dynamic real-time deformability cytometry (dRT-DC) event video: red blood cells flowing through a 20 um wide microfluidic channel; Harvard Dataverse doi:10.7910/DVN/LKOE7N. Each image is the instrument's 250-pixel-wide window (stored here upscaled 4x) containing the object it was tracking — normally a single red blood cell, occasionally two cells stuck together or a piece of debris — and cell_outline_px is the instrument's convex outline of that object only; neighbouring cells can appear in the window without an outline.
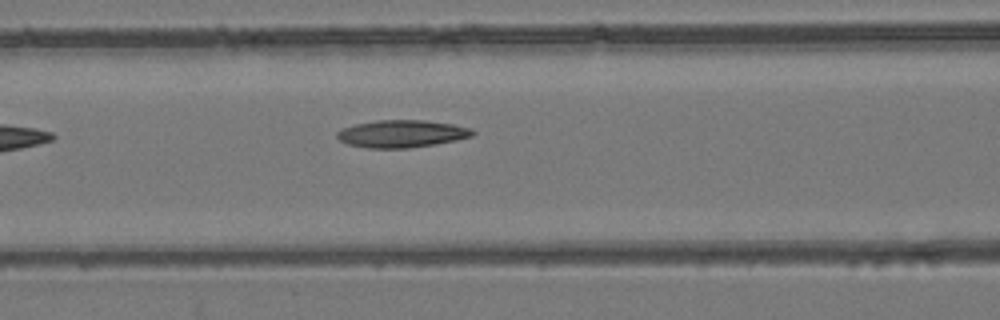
{"species": "common noctule bat (a hibernating species)", "species_latin": "Nyctalus noctula", "temperature_condition": "room temperature", "stored_images_in_passage": 6, "camera_frame_rate_fps": 3000, "um_per_image_px": 0.085, "animal": {"sex": "female", "body_mass_g": 24.6, "forearm_length_mm": 56.2}, "frame": {"image": 1, "passage_image": 6, "time_ms": 1.667, "image_size_px": [1000, 320], "cell_outline_px": [[476, 132], [472, 136], [456, 140], [408, 148], [368, 148], [348, 144], [340, 140], [336, 136], [336, 132], [344, 128], [356, 124], [376, 120], [424, 120], [452, 124], [472, 128]], "centroid_in_image_um": [34.15, 11.36], "position_along_channel_um": 132.4, "area_um2": 21.5}}